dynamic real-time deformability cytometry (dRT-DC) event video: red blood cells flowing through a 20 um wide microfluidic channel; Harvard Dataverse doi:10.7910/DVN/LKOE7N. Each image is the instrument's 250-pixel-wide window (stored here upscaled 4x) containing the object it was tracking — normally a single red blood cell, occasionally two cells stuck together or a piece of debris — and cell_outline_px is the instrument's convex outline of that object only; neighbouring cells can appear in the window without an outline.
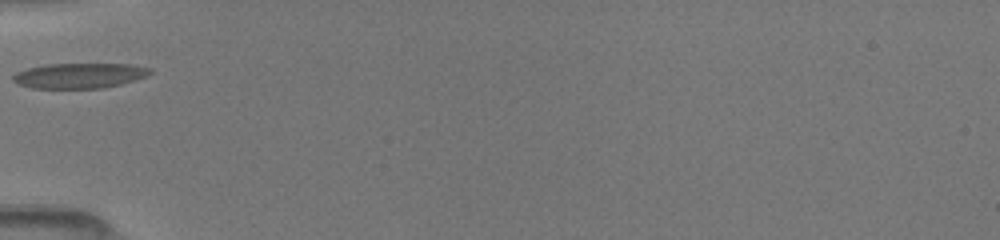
{"species": "common noctule bat (a hibernating species)", "species_latin": "Nyctalus noctula", "temperature_condition": "room temperature", "stored_images_in_passage": 14, "camera_frame_rate_fps": 3000, "um_per_image_px": 0.085, "animal": {"sex": "female", "body_mass_g": 19.5, "forearm_length_mm": 54.1}, "frame": {"image": 1, "passage_image": 1, "time_ms": 0.0, "image_size_px": [1000, 240], "cell_outline_px": [[152, 72], [144, 76], [120, 84], [104, 88], [32, 88], [16, 84], [12, 80], [12, 76], [16, 72], [28, 68], [44, 64], [128, 64], [152, 68]], "centroid_in_image_um": [6.69, 6.42], "position_along_channel_um": 78.3, "area_um2": 20.06}}
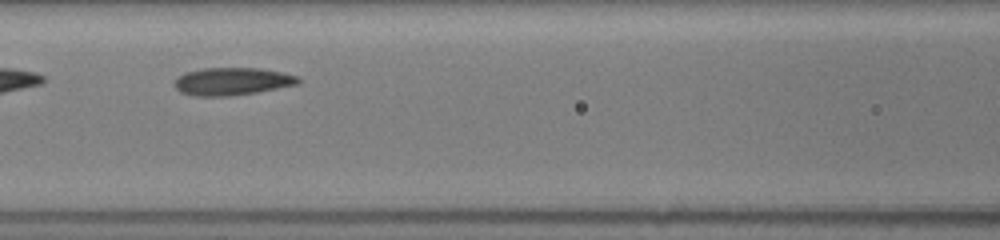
{"frame": {"image": 2, "passage_image": 5, "time_ms": 1.667, "image_size_px": [1000, 240], "cell_outline_px": [[300, 84], [256, 92], [228, 96], [192, 96], [180, 92], [172, 84], [184, 72], [204, 68], [260, 68], [284, 72], [300, 76]], "centroid_in_image_um": [19.75, 6.91], "position_along_channel_um": 146.8, "area_um2": 20.11}}
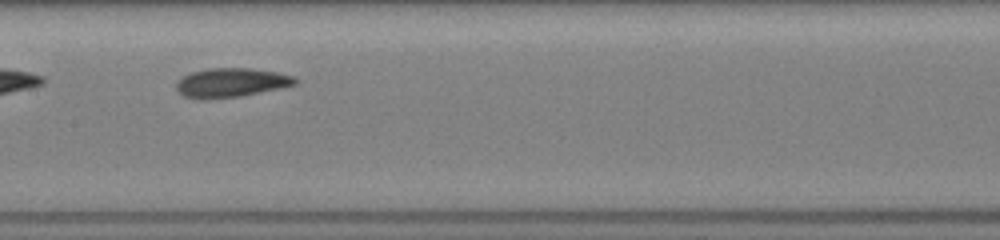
{"frame": {"image": 3, "passage_image": 7, "time_ms": 2.667, "image_size_px": [1000, 240], "cell_outline_px": [[300, 80], [296, 84], [280, 88], [240, 96], [208, 100], [200, 100], [184, 96], [176, 92], [176, 80], [192, 72], [208, 68], [252, 68], [276, 72], [296, 76]], "centroid_in_image_um": [19.63, 7.03], "position_along_channel_um": 187.8, "area_um2": 20.52}}